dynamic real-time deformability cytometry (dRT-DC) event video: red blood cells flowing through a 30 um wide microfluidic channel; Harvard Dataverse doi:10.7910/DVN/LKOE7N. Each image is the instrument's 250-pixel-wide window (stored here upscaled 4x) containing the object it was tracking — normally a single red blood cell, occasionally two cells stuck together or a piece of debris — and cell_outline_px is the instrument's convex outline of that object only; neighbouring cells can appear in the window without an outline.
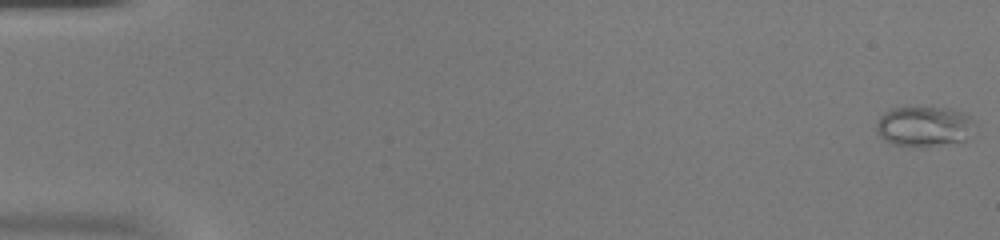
{"species": "common noctule bat (a hibernating species)", "species_latin": "Nyctalus noctula", "temperature_condition": "warm", "stored_images_in_passage": 53, "camera_frame_rate_fps": 3000, "um_per_image_px": 0.085, "animal": {"sex": "female", "body_mass_g": 20.0, "forearm_length_mm": 54.0}, "frame": {"image": 1, "passage_image": 1, "time_ms": 0.0, "image_size_px": [1000, 240], "cell_outline_px": [[976, 124], [964, 140], [924, 148], [920, 148], [892, 144], [884, 140], [876, 132], [876, 124], [880, 116], [884, 112], [892, 108], [952, 108], [968, 116]], "centroid_in_image_um": [78.51, 10.76], "position_along_channel_um": 6.5, "area_um2": 23.12}}
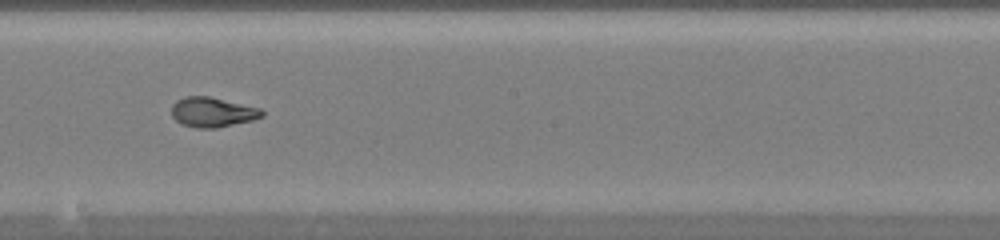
{"frame": {"image": 2, "passage_image": 31, "time_ms": 10.0, "image_size_px": [1000, 240], "cell_outline_px": [[264, 116], [252, 120], [216, 128], [196, 128], [180, 124], [172, 116], [172, 104], [176, 100], [184, 96], [208, 96], [260, 108], [264, 112]], "centroid_in_image_um": [18.03, 9.53], "position_along_channel_um": 230.2, "area_um2": 15.72}}
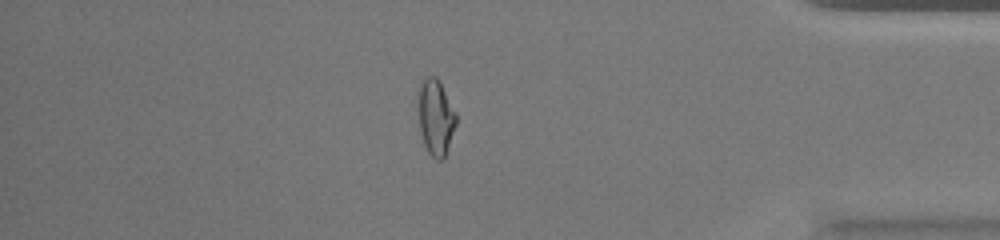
{"frame": {"image": 3, "passage_image": 46, "time_ms": 15.0, "image_size_px": [1000, 240], "cell_outline_px": [[456, 124], [444, 160], [436, 160], [428, 152], [424, 144], [420, 132], [416, 100], [416, 96], [420, 80], [428, 76], [436, 76], [440, 80], [456, 112]], "centroid_in_image_um": [37.0, 9.91], "position_along_channel_um": 398.2, "area_um2": 17.4}, "authors_computed_cell_mechanics": {"area_um2": 16.8198, "velocity_mm_per_s": 3.9663, "shape_relaxation_time_tau1_ms": 6.1118, "shape_relaxation_time_tau2_ms": null, "deformation_change_tau1": 0.2393, "deformation_change_tau2": null}}